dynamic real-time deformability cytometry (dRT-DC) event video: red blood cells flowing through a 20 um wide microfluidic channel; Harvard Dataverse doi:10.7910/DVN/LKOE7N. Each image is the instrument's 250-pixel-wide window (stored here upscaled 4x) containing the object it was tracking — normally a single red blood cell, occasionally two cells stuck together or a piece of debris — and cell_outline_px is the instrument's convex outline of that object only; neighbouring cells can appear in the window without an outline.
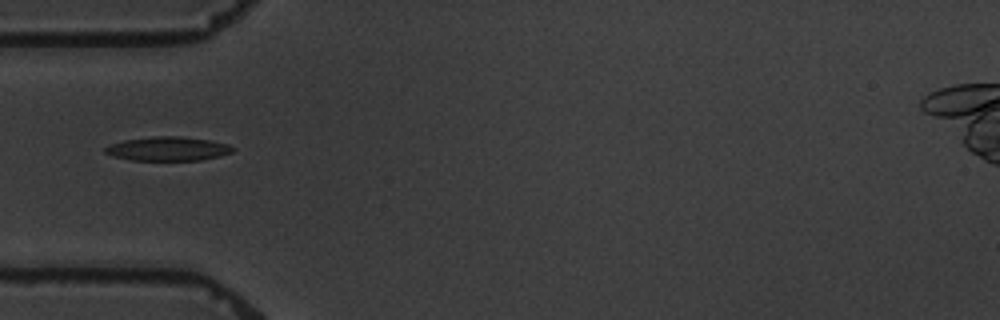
{"species": "common noctule bat (a hibernating species)", "species_latin": "Nyctalus noctula", "temperature_condition": "warm", "stored_images_in_passage": 5, "camera_frame_rate_fps": 3000, "um_per_image_px": 0.085, "animal": {"sex": "male", "body_mass_g": 19.5, "forearm_length_mm": 54.6}, "frame": {"image": 1, "passage_image": 3, "time_ms": 3.333, "image_size_px": [1000, 320], "cell_outline_px": [[236, 148], [232, 152], [220, 156], [200, 160], [132, 160], [112, 156], [104, 152], [104, 148], [108, 144], [124, 140], [152, 136], [180, 136], [212, 140], [228, 144]], "centroid_in_image_um": [14.27, 12.64], "position_along_channel_um": 70.7, "area_um2": 18.03}}
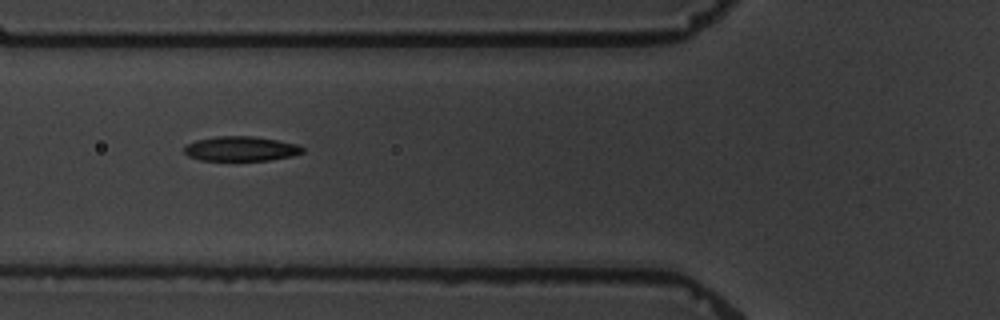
{"frame": {"image": 2, "passage_image": 4, "time_ms": 4.333, "image_size_px": [1000, 320], "cell_outline_px": [[304, 152], [292, 156], [268, 160], [200, 160], [188, 156], [184, 152], [184, 144], [196, 140], [216, 136], [256, 136], [296, 144], [304, 148]], "centroid_in_image_um": [20.44, 12.63], "position_along_channel_um": 105.4, "area_um2": 17.05}}
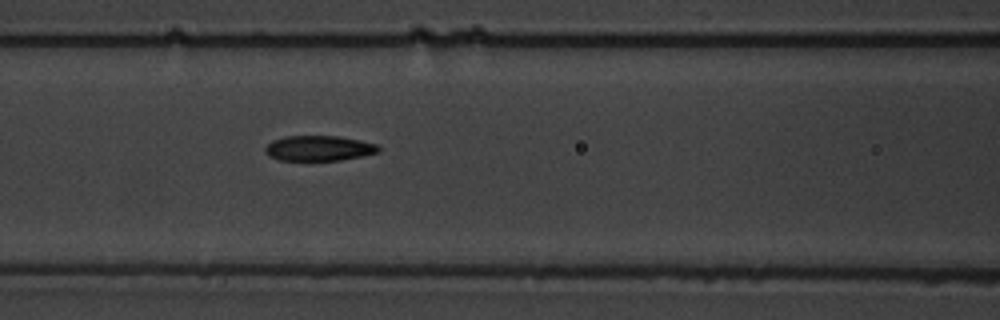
{"frame": {"image": 3, "passage_image": 5, "time_ms": 5.333, "image_size_px": [1000, 320], "cell_outline_px": [[380, 152], [340, 160], [280, 160], [268, 156], [264, 152], [264, 148], [272, 140], [284, 136], [340, 136], [360, 140], [376, 144], [380, 148]], "centroid_in_image_um": [27.08, 12.59], "position_along_channel_um": 139.5, "area_um2": 16.7}}